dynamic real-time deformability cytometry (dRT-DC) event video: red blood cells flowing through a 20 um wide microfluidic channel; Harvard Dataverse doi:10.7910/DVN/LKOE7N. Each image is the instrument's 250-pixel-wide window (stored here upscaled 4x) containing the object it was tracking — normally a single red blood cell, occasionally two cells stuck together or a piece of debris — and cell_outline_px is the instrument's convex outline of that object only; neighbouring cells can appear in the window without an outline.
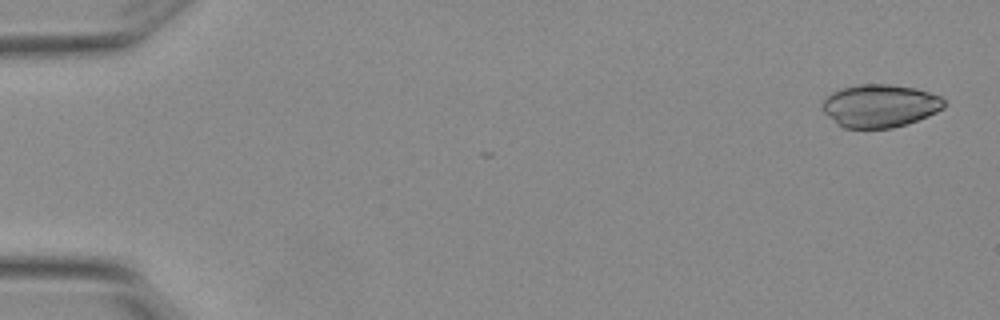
{"species": "Egyptian fruit bat (a non-hibernating species)", "species_latin": "Rousettus aegyptiacus", "temperature_condition": "warm", "stored_images_in_passage": 3, "camera_frame_rate_fps": 3000, "um_per_image_px": 0.085, "animal": {"sex": "female"}, "frame": {"image": 1, "passage_image": 1, "time_ms": 0.0, "image_size_px": [1000, 320], "cell_outline_px": [[944, 108], [928, 116], [892, 128], [844, 128], [836, 124], [824, 112], [820, 104], [832, 92], [840, 88], [860, 84], [888, 84], [916, 88], [940, 96], [944, 100]], "centroid_in_image_um": [74.76, 8.99], "position_along_channel_um": 10.2, "area_um2": 30.4}}
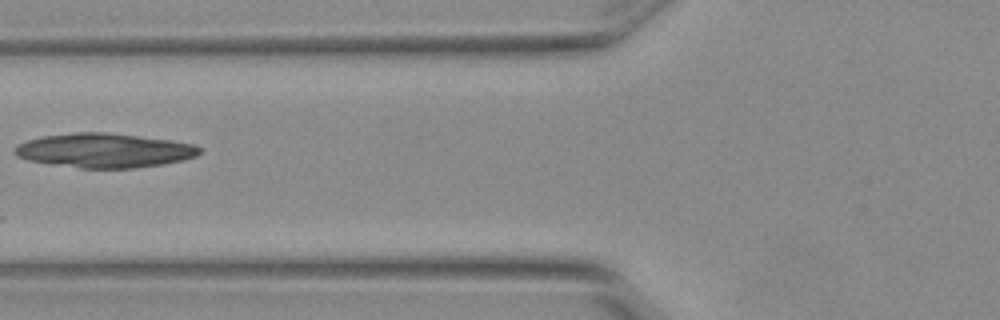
{"frame": {"image": 2, "passage_image": 3, "time_ms": 0.667, "image_size_px": [1000, 320], "cell_outline_px": [[200, 152], [196, 156], [184, 160], [164, 164], [136, 168], [80, 168], [28, 160], [16, 156], [12, 152], [12, 148], [16, 144], [40, 136], [72, 132], [108, 132], [172, 140], [196, 144], [200, 148]], "centroid_in_image_um": [8.85, 12.78], "position_along_channel_um": 117.0, "area_um2": 37.34}}